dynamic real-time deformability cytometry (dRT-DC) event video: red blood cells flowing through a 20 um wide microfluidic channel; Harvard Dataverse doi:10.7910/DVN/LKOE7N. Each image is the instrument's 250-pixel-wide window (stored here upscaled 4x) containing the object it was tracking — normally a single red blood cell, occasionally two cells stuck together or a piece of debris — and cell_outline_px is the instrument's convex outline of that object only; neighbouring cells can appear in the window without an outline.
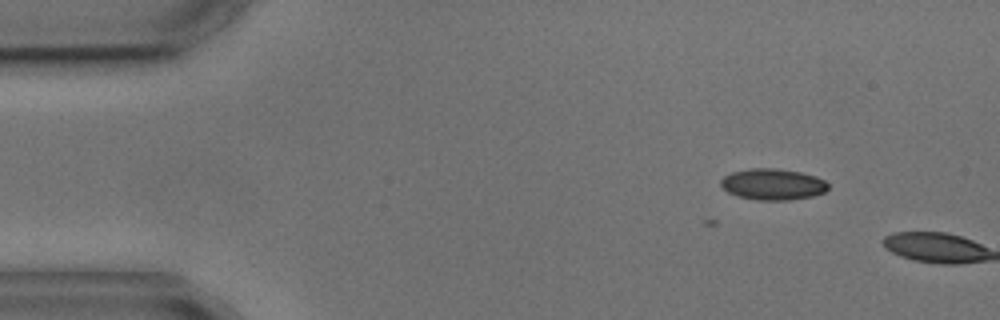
{"species": "common noctule bat (a hibernating species)", "species_latin": "Nyctalus noctula", "temperature_condition": "cold", "stored_images_in_passage": 3, "camera_frame_rate_fps": 3000, "um_per_image_px": 0.085, "animal": {"sex": "male", "body_mass_g": 17.9, "forearm_length_mm": 54.2}, "frame": {"image": 1, "passage_image": 2, "time_ms": 1.0, "image_size_px": [1000, 320], "cell_outline_px": [[828, 188], [824, 192], [812, 196], [792, 200], [756, 200], [736, 196], [728, 192], [720, 184], [720, 180], [724, 176], [732, 172], [748, 168], [776, 168], [800, 172], [816, 176], [824, 180], [828, 184]], "centroid_in_image_um": [65.67, 15.66], "position_along_channel_um": 19.3, "area_um2": 19.65}}